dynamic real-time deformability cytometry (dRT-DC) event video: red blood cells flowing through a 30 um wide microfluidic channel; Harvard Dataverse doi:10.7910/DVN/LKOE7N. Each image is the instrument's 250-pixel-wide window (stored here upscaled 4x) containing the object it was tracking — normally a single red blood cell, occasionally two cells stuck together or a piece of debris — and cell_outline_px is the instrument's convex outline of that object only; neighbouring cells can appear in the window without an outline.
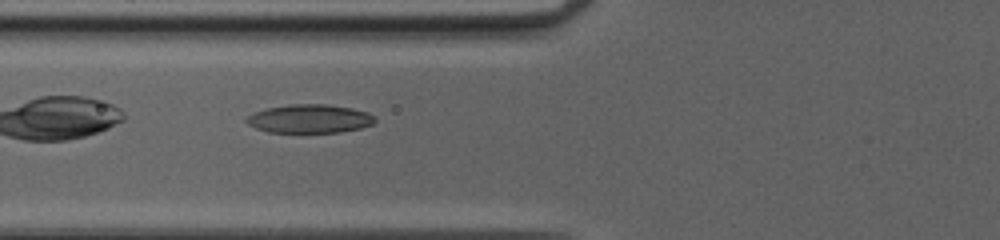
{"species": "common noctule bat (a hibernating species)", "species_latin": "Nyctalus noctula", "temperature_condition": "cold", "stored_images_in_passage": 31, "camera_frame_rate_fps": 3000, "um_per_image_px": 0.085, "animal": {"sex": "female", "body_mass_g": 20.0, "forearm_length_mm": 54.0}, "frame": {"image": 1, "passage_image": 4, "time_ms": 1.0, "image_size_px": [1000, 240], "cell_outline_px": [[376, 120], [372, 124], [360, 128], [340, 132], [268, 132], [256, 128], [248, 124], [244, 120], [244, 116], [268, 108], [288, 104], [328, 104], [352, 108], [368, 112], [376, 116]], "centroid_in_image_um": [26.32, 10.08], "position_along_channel_um": 99.5, "area_um2": 21.5}}
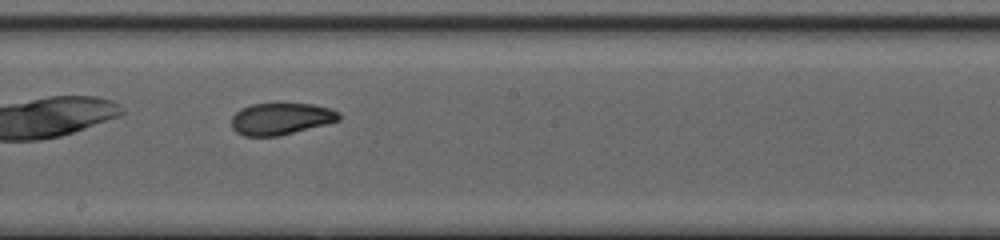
{"frame": {"image": 2, "passage_image": 13, "time_ms": 4.0, "image_size_px": [1000, 240], "cell_outline_px": [[340, 120], [328, 124], [276, 136], [244, 136], [236, 132], [232, 128], [232, 116], [240, 108], [252, 104], [276, 100], [312, 104], [332, 108], [340, 112]], "centroid_in_image_um": [23.89, 10.04], "position_along_channel_um": 224.3, "area_um2": 20.81}}
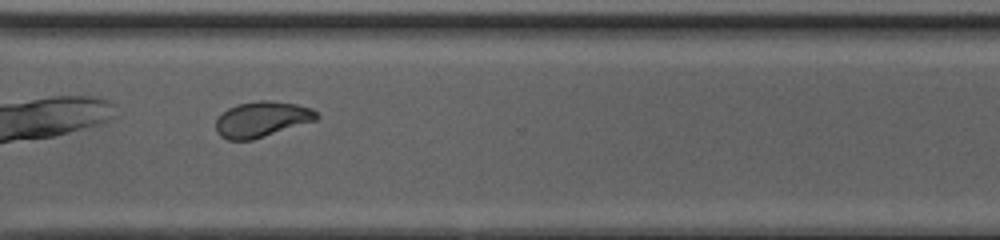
{"frame": {"image": 3, "passage_image": 22, "time_ms": 7.0, "image_size_px": [1000, 240], "cell_outline_px": [[320, 116], [316, 120], [252, 140], [228, 140], [220, 136], [216, 132], [216, 120], [228, 108], [236, 104], [260, 100], [272, 100], [296, 104], [312, 108]], "centroid_in_image_um": [22.25, 10.13], "position_along_channel_um": 348.3, "area_um2": 20.87}, "authors_computed_cell_mechanics": {"area_um2": 20.8658, "velocity_mm_per_s": 4.1443, "shape_relaxation_time_tau1_ms": 4.7905, "shape_relaxation_time_tau2_ms": 1.8341, "deformation_change_tau1": 0.1679, "deformation_change_tau2": 0.0658}}